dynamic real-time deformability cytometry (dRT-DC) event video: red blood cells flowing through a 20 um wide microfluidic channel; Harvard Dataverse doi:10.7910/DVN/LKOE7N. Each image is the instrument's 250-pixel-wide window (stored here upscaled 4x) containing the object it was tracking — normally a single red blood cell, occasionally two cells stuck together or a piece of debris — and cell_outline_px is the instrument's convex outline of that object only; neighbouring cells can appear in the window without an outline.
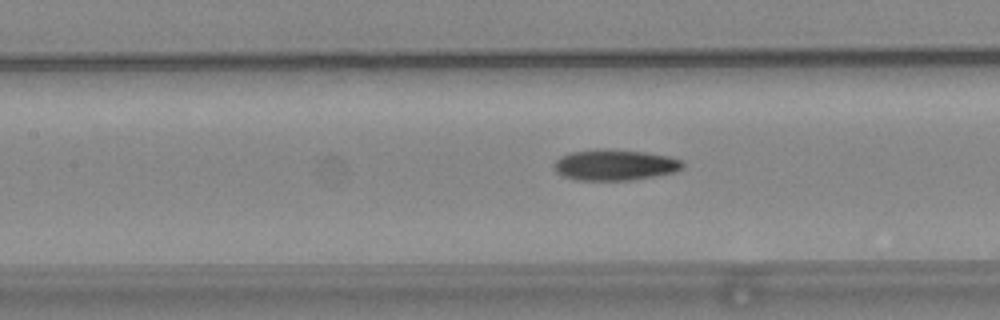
{"species": "common noctule bat (a hibernating species)", "species_latin": "Nyctalus noctula", "temperature_condition": "warm", "stored_images_in_passage": 55, "camera_frame_rate_fps": 3000, "um_per_image_px": 0.085, "animal": {"sex": "female", "body_mass_g": 24.6, "forearm_length_mm": 56.2}, "frame": {"image": 1, "passage_image": 25, "time_ms": 8.0, "image_size_px": [1000, 320], "cell_outline_px": [[684, 168], [676, 172], [632, 180], [576, 180], [564, 176], [556, 172], [552, 168], [552, 164], [560, 156], [572, 152], [596, 148], [644, 152], [668, 156], [680, 160], [684, 164]], "centroid_in_image_um": [52.23, 14.02], "position_along_channel_um": 155.2, "area_um2": 23.29}}
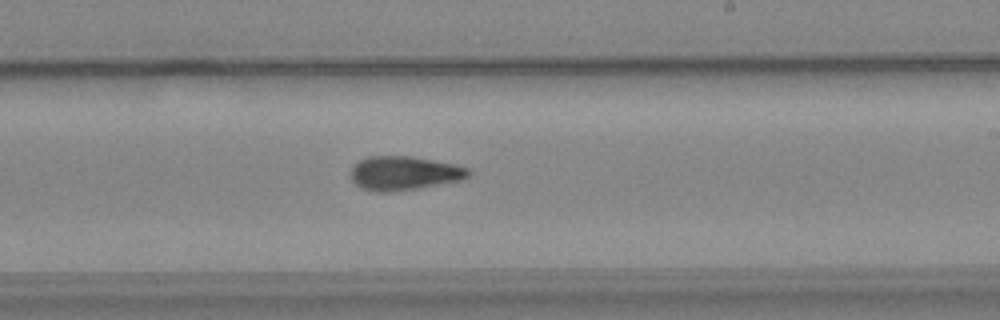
{"frame": {"image": 2, "passage_image": 33, "time_ms": 10.667, "image_size_px": [1000, 320], "cell_outline_px": [[472, 172], [464, 180], [416, 188], [388, 192], [372, 192], [360, 188], [348, 176], [352, 168], [360, 160], [368, 156], [412, 156], [456, 164], [468, 168]], "centroid_in_image_um": [34.34, 14.72], "position_along_channel_um": 254.7, "area_um2": 23.52}}
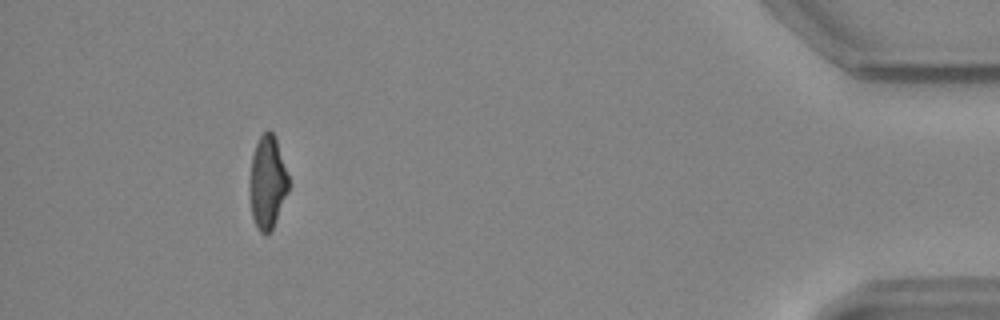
{"frame": {"image": 3, "passage_image": 51, "time_ms": 16.667, "image_size_px": [1000, 320], "cell_outline_px": [[288, 192], [272, 232], [260, 232], [256, 228], [252, 216], [252, 156], [256, 144], [260, 136], [268, 128], [276, 136], [288, 176]], "centroid_in_image_um": [22.78, 15.49], "position_along_channel_um": 412.4, "area_um2": 20.52}, "authors_computed_cell_mechanics": {"area_um2": 22.3108, "velocity_mm_per_s": 3.7422, "shape_relaxation_time_tau1_ms": null, "shape_relaxation_time_tau2_ms": 9.9188, "deformation_change_tau1": null, "deformation_change_tau2": 0.1991}}